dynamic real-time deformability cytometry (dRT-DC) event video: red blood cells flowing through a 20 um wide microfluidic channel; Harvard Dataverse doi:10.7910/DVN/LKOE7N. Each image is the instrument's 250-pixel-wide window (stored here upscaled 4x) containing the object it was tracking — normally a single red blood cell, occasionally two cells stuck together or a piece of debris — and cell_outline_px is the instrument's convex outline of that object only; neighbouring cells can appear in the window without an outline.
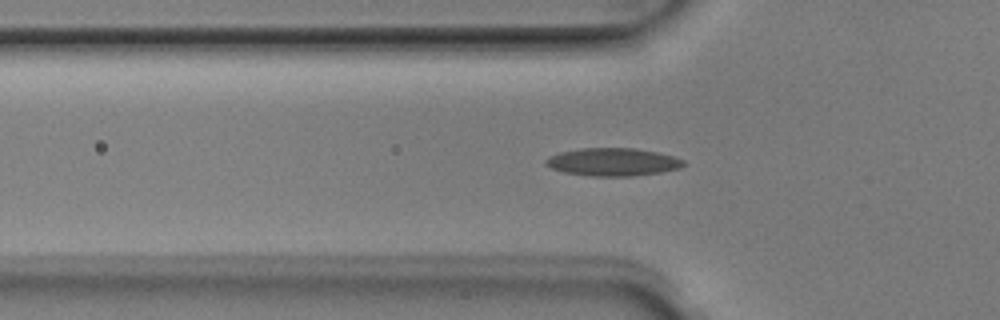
{"species": "Egyptian fruit bat (a non-hibernating species)", "species_latin": "Rousettus aegyptiacus", "temperature_condition": "room temperature", "stored_images_in_passage": 39, "segment_of_instrument_passage": [1, 2], "camera_frame_rate_fps": 3000, "um_per_image_px": 0.085, "animal": {"sex": "male"}, "frame": {"image": 1, "passage_image": 4, "time_ms": 1.0, "image_size_px": [1000, 320], "cell_outline_px": [[688, 164], [680, 168], [660, 172], [632, 176], [592, 176], [564, 172], [552, 168], [544, 164], [544, 160], [548, 156], [560, 152], [580, 148], [636, 148], [676, 156], [684, 160]], "centroid_in_image_um": [52.11, 13.76], "position_along_channel_um": 73.7, "area_um2": 22.54}}
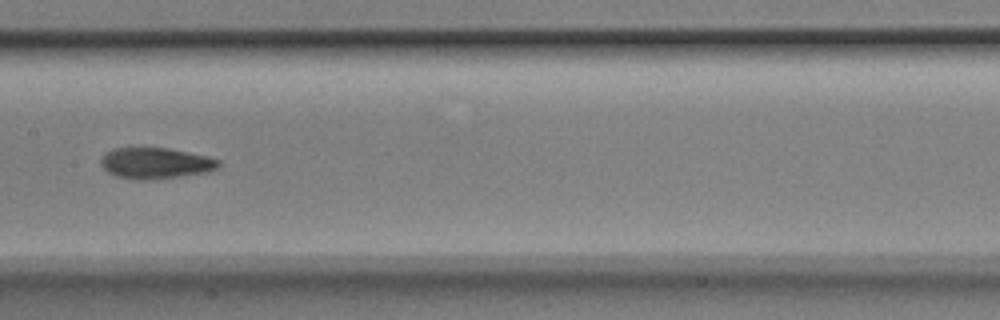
{"frame": {"image": 2, "passage_image": 13, "time_ms": 4.0, "image_size_px": [1000, 320], "cell_outline_px": [[220, 168], [212, 172], [152, 180], [136, 180], [116, 176], [108, 172], [100, 164], [100, 156], [104, 152], [112, 148], [168, 148], [208, 156], [220, 160]], "centroid_in_image_um": [13.24, 13.88], "position_along_channel_um": 194.2, "area_um2": 21.79}}
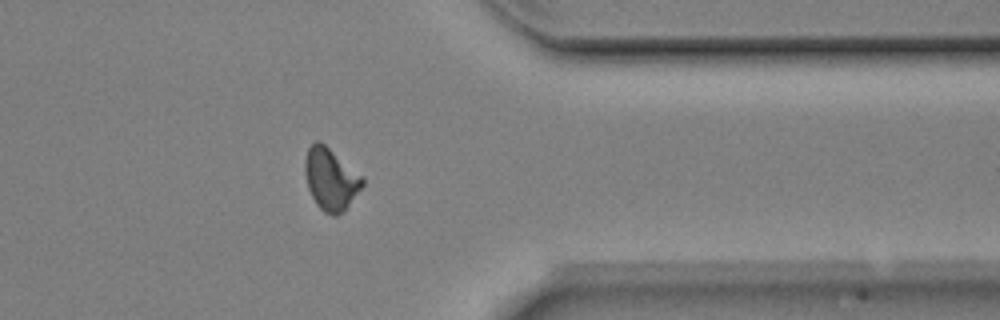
{"frame": {"image": 3, "passage_image": 28, "time_ms": 9.0, "image_size_px": [1000, 320], "cell_outline_px": [[364, 184], [344, 212], [336, 216], [332, 216], [324, 212], [316, 204], [308, 188], [304, 172], [304, 160], [308, 148], [316, 140], [320, 140], [364, 176]], "centroid_in_image_um": [28.12, 15.22], "position_along_channel_um": 383.3, "area_um2": 21.1}}